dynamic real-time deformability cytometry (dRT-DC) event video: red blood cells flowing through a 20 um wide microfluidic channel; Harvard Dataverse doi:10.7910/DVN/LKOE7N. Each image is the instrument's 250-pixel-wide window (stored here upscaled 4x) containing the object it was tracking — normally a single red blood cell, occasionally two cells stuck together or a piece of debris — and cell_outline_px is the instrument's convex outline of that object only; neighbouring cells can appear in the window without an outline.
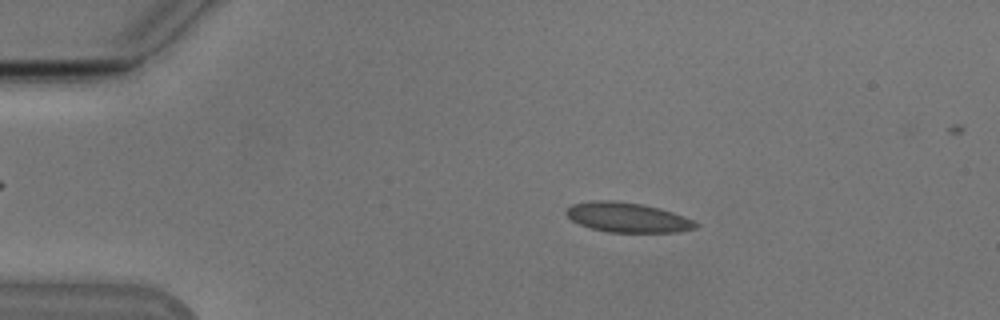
{"species": "Egyptian fruit bat (a non-hibernating species)", "species_latin": "Rousettus aegyptiacus", "temperature_condition": "cold", "stored_images_in_passage": 53, "camera_frame_rate_fps": 3000, "um_per_image_px": 0.085, "animal": {"sex": "male"}, "frame": {"image": 1, "passage_image": 10, "time_ms": 3.0, "image_size_px": [1000, 320], "cell_outline_px": [[700, 224], [696, 228], [680, 232], [608, 232], [592, 228], [580, 224], [572, 220], [564, 212], [572, 204], [596, 200], [612, 200], [640, 204], [660, 208], [684, 216]], "centroid_in_image_um": [53.36, 18.48], "position_along_channel_um": 31.6, "area_um2": 22.31}}
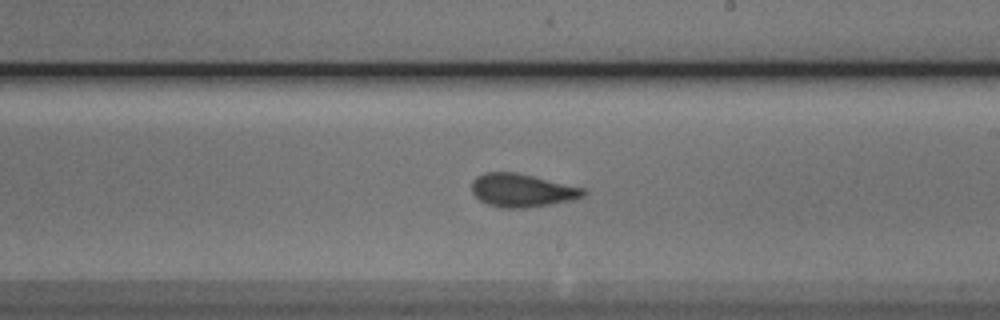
{"frame": {"image": 2, "passage_image": 31, "time_ms": 10.0, "image_size_px": [1000, 320], "cell_outline_px": [[588, 192], [584, 196], [572, 200], [524, 208], [500, 208], [488, 204], [480, 200], [472, 192], [472, 180], [476, 176], [484, 172], [516, 172], [584, 188]], "centroid_in_image_um": [44.35, 16.17], "position_along_channel_um": 244.6, "area_um2": 21.56}}
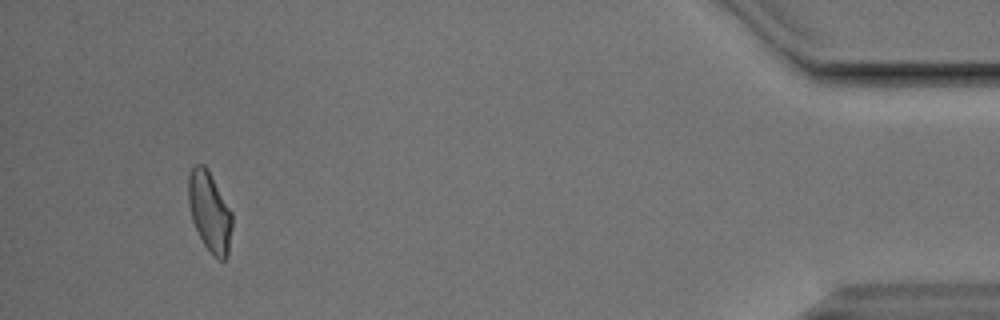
{"frame": {"image": 3, "passage_image": 50, "time_ms": 16.333, "image_size_px": [1000, 320], "cell_outline_px": [[232, 228], [228, 256], [224, 260], [220, 260], [212, 256], [204, 244], [192, 220], [188, 204], [188, 176], [192, 168], [196, 164], [204, 164], [208, 168], [232, 212]], "centroid_in_image_um": [17.83, 17.99], "position_along_channel_um": 417.4, "area_um2": 20.58}}